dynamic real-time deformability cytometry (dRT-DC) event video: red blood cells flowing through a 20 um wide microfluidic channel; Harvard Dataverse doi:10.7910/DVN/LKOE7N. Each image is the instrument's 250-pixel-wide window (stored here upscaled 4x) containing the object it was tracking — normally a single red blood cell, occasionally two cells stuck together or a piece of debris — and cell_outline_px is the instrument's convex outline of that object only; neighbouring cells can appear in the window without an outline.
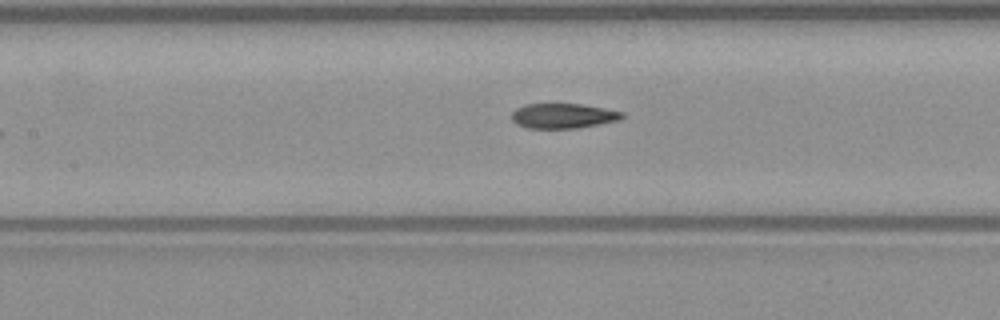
{"species": "common noctule bat (a hibernating species)", "species_latin": "Nyctalus noctula", "temperature_condition": "warm", "stored_images_in_passage": 8, "camera_frame_rate_fps": 3000, "um_per_image_px": 0.085, "animal": {"sex": "male", "body_mass_g": 23.1, "forearm_length_mm": 52.7}, "frame": {"image": 1, "passage_image": 7, "time_ms": 7.333, "image_size_px": [1000, 320], "cell_outline_px": [[624, 116], [620, 120], [576, 128], [528, 128], [516, 124], [512, 120], [512, 112], [516, 108], [524, 104], [580, 104], [604, 108], [624, 112]], "centroid_in_image_um": [47.85, 9.84], "position_along_channel_um": 159.5, "area_um2": 16.01}}
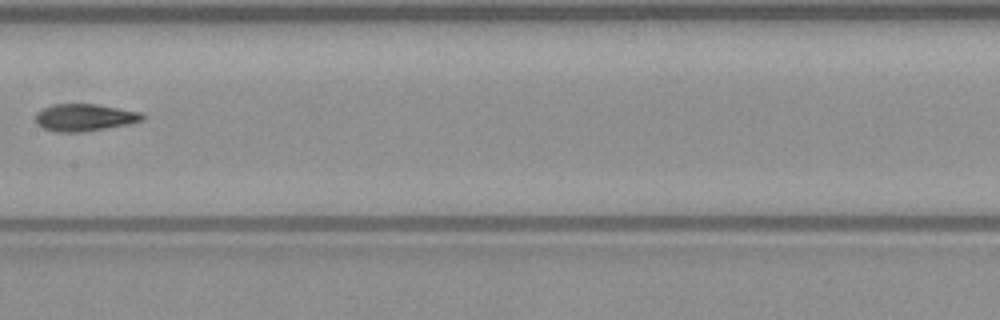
{"frame": {"image": 2, "passage_image": 8, "time_ms": 8.333, "image_size_px": [1000, 320], "cell_outline_px": [[148, 116], [144, 120], [128, 124], [80, 132], [56, 132], [44, 128], [36, 124], [36, 112], [40, 108], [52, 104], [96, 104], [140, 112]], "centroid_in_image_um": [7.17, 9.97], "position_along_channel_um": 200.2, "area_um2": 16.99}}